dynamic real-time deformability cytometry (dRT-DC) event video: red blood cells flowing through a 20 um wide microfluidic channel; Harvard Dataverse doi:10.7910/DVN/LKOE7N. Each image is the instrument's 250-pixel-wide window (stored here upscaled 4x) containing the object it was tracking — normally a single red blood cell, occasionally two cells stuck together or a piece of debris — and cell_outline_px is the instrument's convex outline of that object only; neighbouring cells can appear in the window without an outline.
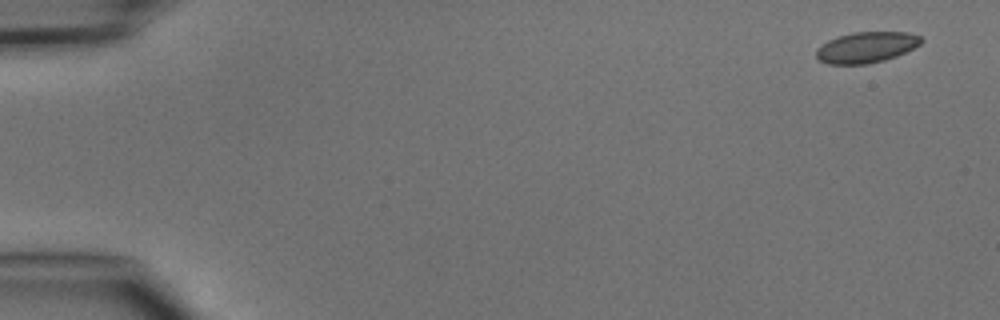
{"species": "common noctule bat (a hibernating species)", "species_latin": "Nyctalus noctula", "temperature_condition": "cold", "stored_images_in_passage": 4, "camera_frame_rate_fps": 3000, "um_per_image_px": 0.085, "animal": {"sex": "male", "body_mass_g": 15.6}, "frame": {"image": 1, "passage_image": 1, "time_ms": 0.0, "image_size_px": [1000, 320], "cell_outline_px": [[924, 40], [920, 44], [896, 56], [884, 60], [868, 64], [828, 64], [820, 60], [816, 56], [816, 48], [828, 40], [852, 32], [908, 32], [920, 36]], "centroid_in_image_um": [73.63, 4.02], "position_along_channel_um": 11.4, "area_um2": 18.79}}
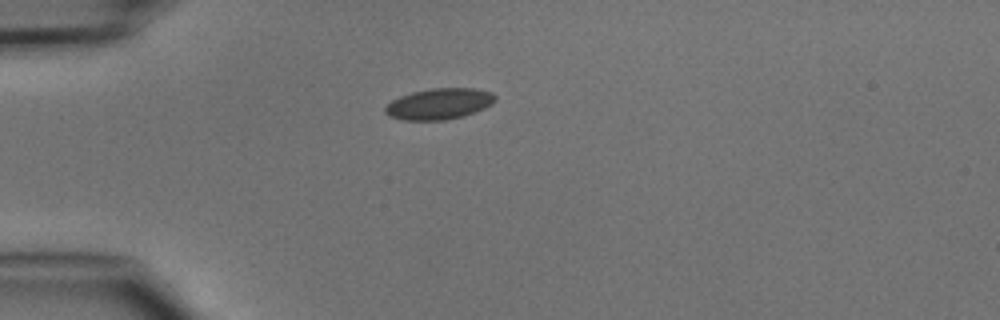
{"frame": {"image": 2, "passage_image": 4, "time_ms": 3.667, "image_size_px": [1000, 320], "cell_outline_px": [[496, 100], [492, 104], [484, 108], [464, 116], [444, 120], [404, 120], [388, 116], [384, 112], [384, 108], [392, 100], [400, 96], [412, 92], [432, 88], [476, 88], [492, 92], [496, 96]], "centroid_in_image_um": [37.34, 8.82], "position_along_channel_um": 47.7, "area_um2": 20.0}}